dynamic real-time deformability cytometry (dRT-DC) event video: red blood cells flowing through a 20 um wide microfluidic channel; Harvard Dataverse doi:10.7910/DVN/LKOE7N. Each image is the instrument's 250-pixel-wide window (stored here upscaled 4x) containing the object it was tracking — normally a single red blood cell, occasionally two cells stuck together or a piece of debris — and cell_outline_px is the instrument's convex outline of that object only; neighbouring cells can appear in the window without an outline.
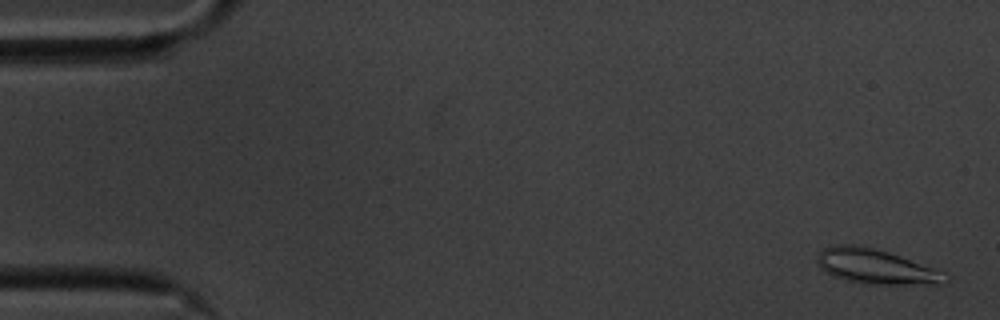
{"species": "common noctule bat (a hibernating species)", "species_latin": "Nyctalus noctula", "temperature_condition": "cold", "stored_images_in_passage": 57, "camera_frame_rate_fps": 3000, "um_per_image_px": 0.085, "animal": {"sex": "male", "body_mass_g": 20.1, "forearm_length_mm": 53.5}, "frame": {"image": 1, "passage_image": 2, "time_ms": 0.333, "image_size_px": [1000, 320], "cell_outline_px": [[952, 276], [948, 280], [940, 284], [872, 284], [848, 280], [824, 272], [820, 268], [816, 260], [820, 252], [824, 248], [836, 244], [852, 244], [872, 248], [888, 252], [936, 268]], "centroid_in_image_um": [74.49, 22.66], "position_along_channel_um": 10.5, "area_um2": 25.84}}
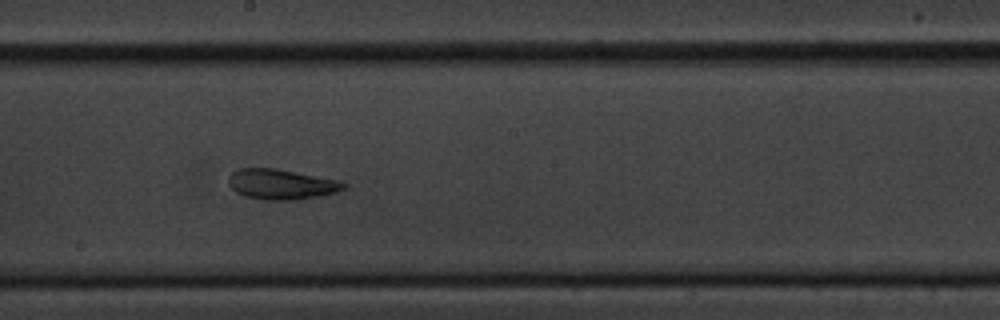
{"frame": {"image": 2, "passage_image": 31, "time_ms": 10.0, "image_size_px": [1000, 320], "cell_outline_px": [[348, 188], [336, 192], [320, 196], [296, 200], [264, 200], [244, 196], [236, 192], [228, 184], [228, 176], [232, 172], [240, 168], [276, 168], [340, 180], [348, 184]], "centroid_in_image_um": [23.94, 15.66], "position_along_channel_um": 224.3, "area_um2": 20.63}}
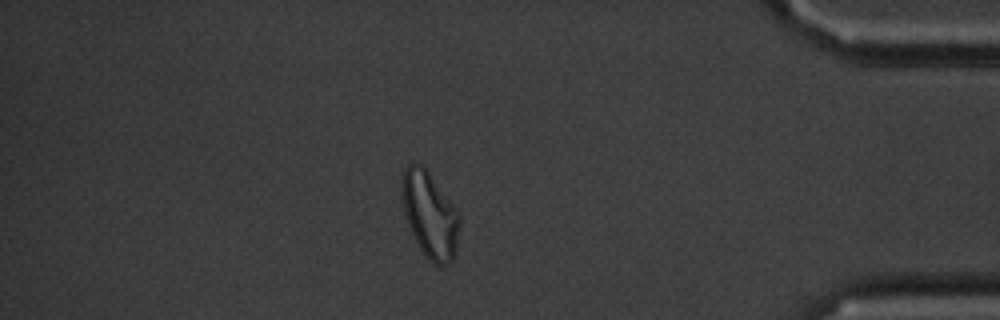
{"frame": {"image": 3, "passage_image": 49, "time_ms": 16.0, "image_size_px": [1000, 320], "cell_outline_px": [[460, 224], [456, 248], [452, 260], [448, 264], [432, 264], [428, 260], [420, 248], [408, 224], [404, 212], [400, 184], [404, 168], [408, 164], [420, 164], [428, 172], [460, 212]], "centroid_in_image_um": [36.54, 18.25], "position_along_channel_um": 398.7, "area_um2": 28.78}, "authors_computed_cell_mechanics": {"area_um2": 21.7906, "velocity_mm_per_s": 3.4958, "shape_relaxation_time_tau1_ms": null, "shape_relaxation_time_tau2_ms": 3.7158, "deformation_change_tau1": null, "deformation_change_tau2": 0.1235}}